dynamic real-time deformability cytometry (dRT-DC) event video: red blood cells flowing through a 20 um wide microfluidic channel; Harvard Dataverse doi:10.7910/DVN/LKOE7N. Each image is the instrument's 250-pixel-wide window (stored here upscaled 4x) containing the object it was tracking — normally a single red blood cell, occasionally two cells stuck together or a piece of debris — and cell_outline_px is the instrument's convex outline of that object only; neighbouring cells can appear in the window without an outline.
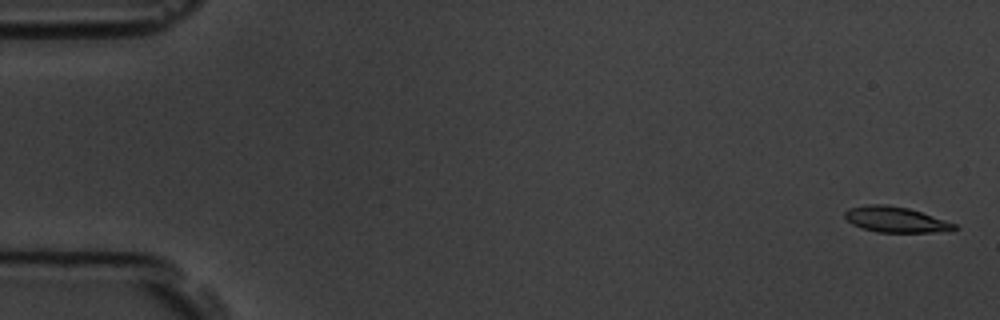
{"species": "common noctule bat (a hibernating species)", "species_latin": "Nyctalus noctula", "temperature_condition": "room temperature", "stored_images_in_passage": 5, "camera_frame_rate_fps": 3000, "um_per_image_px": 0.085, "animal": {"sex": "male", "body_mass_g": 19.5, "forearm_length_mm": 54.6}, "frame": {"image": 1, "passage_image": 1, "time_ms": 0.0, "image_size_px": [1000, 320], "cell_outline_px": [[960, 228], [932, 232], [876, 232], [860, 228], [852, 224], [844, 216], [844, 212], [848, 208], [868, 204], [884, 204], [908, 208], [956, 224]], "centroid_in_image_um": [76.06, 18.66], "position_along_channel_um": 8.9, "area_um2": 16.18}}
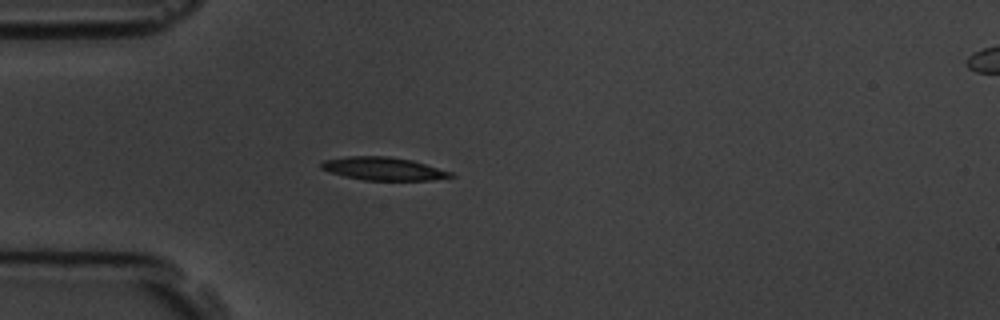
{"frame": {"image": 2, "passage_image": 5, "time_ms": 4.667, "image_size_px": [1000, 320], "cell_outline_px": [[456, 176], [432, 180], [364, 180], [344, 176], [320, 168], [320, 164], [324, 160], [348, 156], [388, 156], [412, 160], [452, 172]], "centroid_in_image_um": [32.6, 14.34], "position_along_channel_um": 52.4, "area_um2": 17.28}}